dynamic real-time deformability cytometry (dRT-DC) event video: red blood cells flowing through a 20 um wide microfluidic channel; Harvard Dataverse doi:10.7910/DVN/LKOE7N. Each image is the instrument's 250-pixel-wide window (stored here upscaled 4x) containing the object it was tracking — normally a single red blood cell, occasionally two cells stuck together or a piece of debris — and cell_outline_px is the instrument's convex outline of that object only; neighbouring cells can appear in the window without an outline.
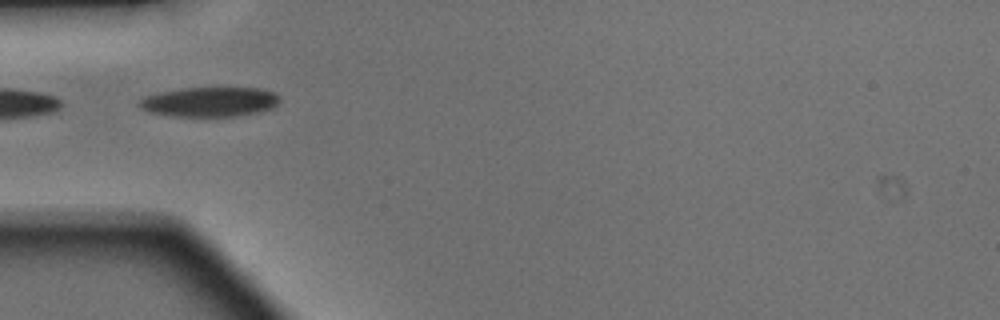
{"species": "Egyptian fruit bat (a non-hibernating species)", "species_latin": "Rousettus aegyptiacus", "temperature_condition": "warm", "stored_images_in_passage": 3, "camera_frame_rate_fps": 3000, "um_per_image_px": 0.085, "animal": {"sex": "male"}, "frame": {"image": 1, "passage_image": 1, "time_ms": 0.0, "image_size_px": [1000, 320], "cell_outline_px": [[280, 100], [272, 108], [260, 112], [236, 116], [172, 116], [148, 112], [140, 108], [136, 104], [144, 96], [160, 92], [184, 88], [260, 88], [272, 92], [280, 96]], "centroid_in_image_um": [17.8, 8.66], "position_along_channel_um": 67.2, "area_um2": 24.33}}